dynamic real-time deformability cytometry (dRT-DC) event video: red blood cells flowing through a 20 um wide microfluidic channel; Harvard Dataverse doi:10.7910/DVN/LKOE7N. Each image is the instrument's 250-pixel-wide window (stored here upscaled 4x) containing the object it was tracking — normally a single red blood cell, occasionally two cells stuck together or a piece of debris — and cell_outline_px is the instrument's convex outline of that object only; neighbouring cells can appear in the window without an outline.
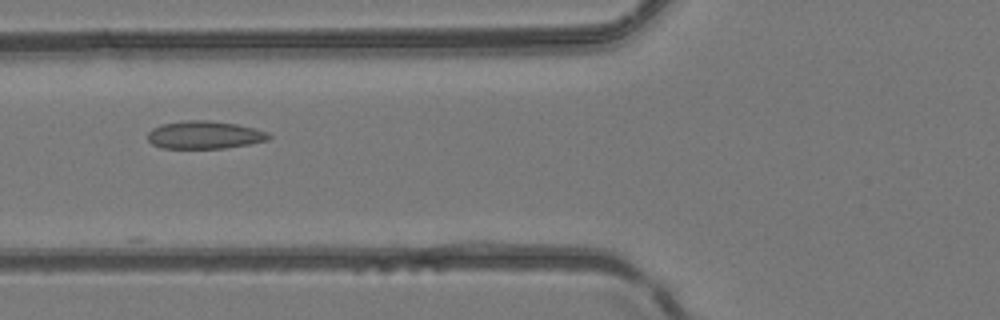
{"species": "common noctule bat (a hibernating species)", "species_latin": "Nyctalus noctula", "temperature_condition": "room temperature", "stored_images_in_passage": 5, "camera_frame_rate_fps": 3000, "um_per_image_px": 0.085, "animal": {"sex": "female", "body_mass_g": 24.6, "forearm_length_mm": 56.2}, "frame": {"image": 1, "passage_image": 5, "time_ms": 4.667, "image_size_px": [1000, 320], "cell_outline_px": [[272, 136], [268, 140], [248, 144], [224, 148], [160, 148], [152, 144], [148, 140], [148, 132], [152, 128], [160, 124], [180, 120], [208, 120], [236, 124], [256, 128], [268, 132]], "centroid_in_image_um": [17.36, 11.46], "position_along_channel_um": 108.4, "area_um2": 19.83}}